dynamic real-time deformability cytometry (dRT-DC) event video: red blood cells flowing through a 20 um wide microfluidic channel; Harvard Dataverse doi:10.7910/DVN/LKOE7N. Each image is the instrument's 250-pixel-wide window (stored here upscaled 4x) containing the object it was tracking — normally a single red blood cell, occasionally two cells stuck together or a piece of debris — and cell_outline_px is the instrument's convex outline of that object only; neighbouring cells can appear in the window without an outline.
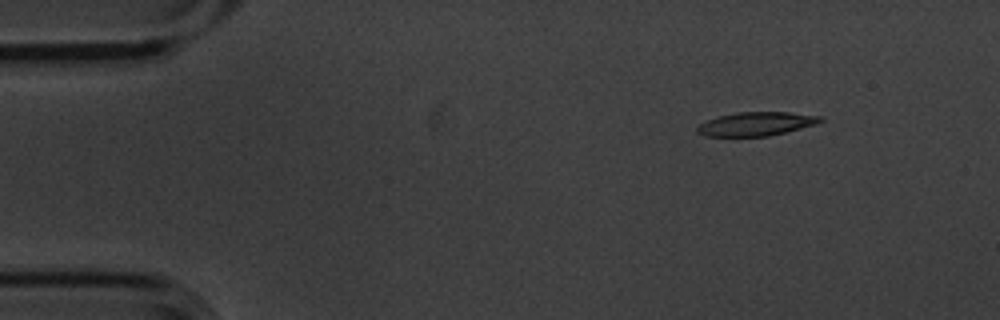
{"species": "common noctule bat (a hibernating species)", "species_latin": "Nyctalus noctula", "temperature_condition": "cold", "stored_images_in_passage": 5, "segment_of_instrument_passage": [2, 2], "camera_frame_rate_fps": 3000, "um_per_image_px": 0.085, "animal": {"sex": "male", "body_mass_g": 20.1, "forearm_length_mm": 53.5}, "frame": {"image": 1, "passage_image": 5, "time_ms": 1.333, "image_size_px": [1000, 320], "cell_outline_px": [[824, 120], [816, 124], [768, 136], [704, 136], [696, 132], [696, 128], [700, 124], [708, 120], [720, 116], [736, 112], [788, 112], [824, 116]], "centroid_in_image_um": [64.29, 10.52], "position_along_channel_um": 20.7, "area_um2": 16.94}}